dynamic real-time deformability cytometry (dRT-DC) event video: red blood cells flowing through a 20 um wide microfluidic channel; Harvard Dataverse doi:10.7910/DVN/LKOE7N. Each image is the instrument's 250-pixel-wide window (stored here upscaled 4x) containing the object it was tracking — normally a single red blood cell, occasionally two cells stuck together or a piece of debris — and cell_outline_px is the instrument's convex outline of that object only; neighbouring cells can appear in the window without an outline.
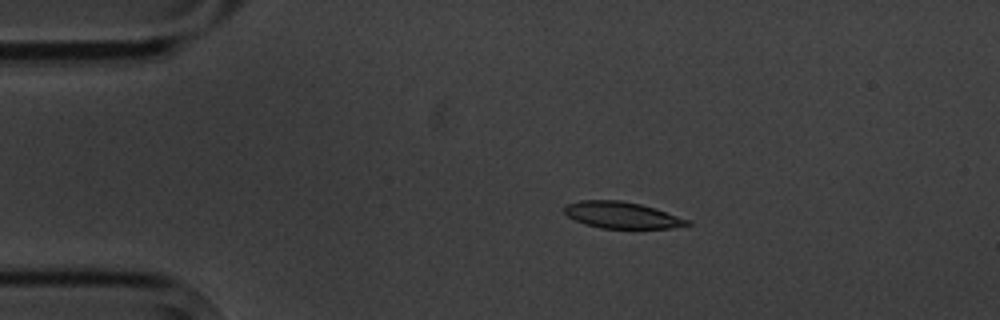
{"species": "common noctule bat (a hibernating species)", "species_latin": "Nyctalus noctula", "temperature_condition": "cold", "stored_images_in_passage": 7, "camera_frame_rate_fps": 3000, "um_per_image_px": 0.085, "animal": {"sex": "male", "body_mass_g": 20.1, "forearm_length_mm": 53.5}, "frame": {"image": 1, "passage_image": 3, "time_ms": 2.333, "image_size_px": [1000, 320], "cell_outline_px": [[692, 224], [672, 228], [600, 228], [576, 220], [568, 216], [564, 212], [564, 208], [568, 204], [580, 200], [620, 200], [640, 204], [656, 208], [692, 220]], "centroid_in_image_um": [52.93, 18.28], "position_along_channel_um": 32.1, "area_um2": 18.96}}
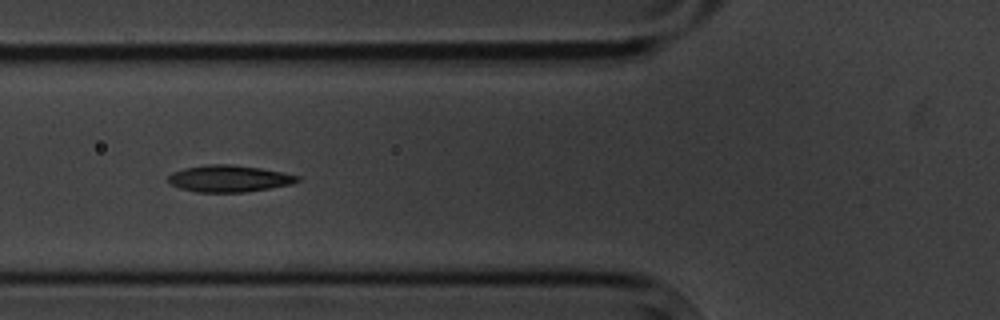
{"frame": {"image": 2, "passage_image": 6, "time_ms": 5.667, "image_size_px": [1000, 320], "cell_outline_px": [[300, 180], [292, 184], [244, 192], [196, 192], [180, 188], [172, 184], [168, 180], [168, 176], [172, 172], [184, 168], [204, 164], [228, 164], [260, 168], [300, 176]], "centroid_in_image_um": [19.44, 15.17], "position_along_channel_um": 106.4, "area_um2": 20.0}}
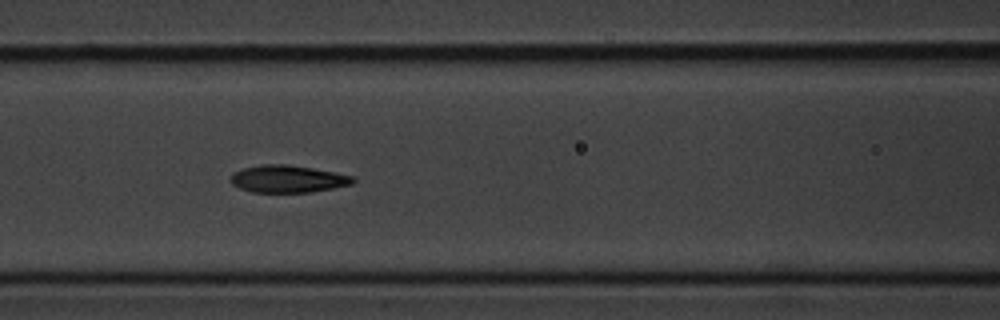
{"frame": {"image": 3, "passage_image": 7, "time_ms": 6.667, "image_size_px": [1000, 320], "cell_outline_px": [[356, 180], [352, 184], [312, 192], [252, 192], [240, 188], [232, 184], [232, 172], [244, 168], [260, 164], [284, 164], [312, 168], [356, 176]], "centroid_in_image_um": [24.49, 15.2], "position_along_channel_um": 142.1, "area_um2": 19.42}}